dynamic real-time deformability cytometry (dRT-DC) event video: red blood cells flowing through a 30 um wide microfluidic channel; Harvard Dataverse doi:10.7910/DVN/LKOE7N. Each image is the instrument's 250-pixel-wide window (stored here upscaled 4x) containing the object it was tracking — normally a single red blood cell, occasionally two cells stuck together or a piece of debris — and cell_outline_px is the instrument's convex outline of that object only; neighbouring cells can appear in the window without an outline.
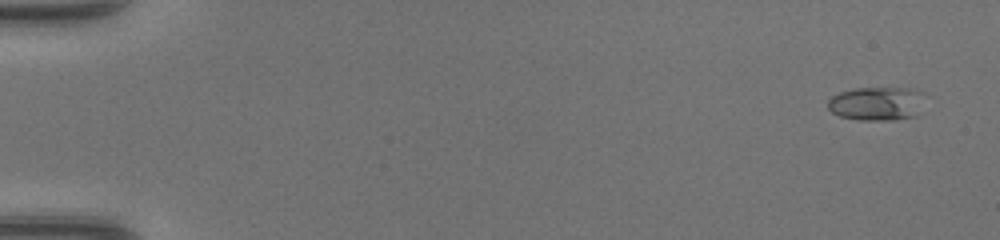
{"species": "common noctule bat (a hibernating species)", "species_latin": "Nyctalus noctula", "temperature_condition": "warm", "stored_images_in_passage": 48, "camera_frame_rate_fps": 3000, "um_per_image_px": 0.085, "animal": {"sex": "female", "body_mass_g": 17.0, "forearm_length_mm": 48.0}, "frame": {"image": 1, "passage_image": 3, "time_ms": 0.667, "image_size_px": [1000, 240], "cell_outline_px": [[924, 92], [916, 116], [896, 120], [860, 120], [840, 116], [832, 112], [828, 108], [828, 100], [832, 96], [840, 92], [856, 88], [912, 88]], "centroid_in_image_um": [74.51, 8.8], "position_along_channel_um": 10.5, "area_um2": 19.02}}
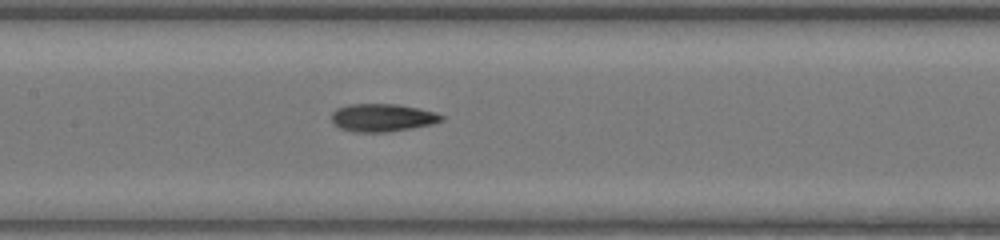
{"frame": {"image": 2, "passage_image": 25, "time_ms": 8.0, "image_size_px": [1000, 240], "cell_outline_px": [[444, 120], [432, 124], [384, 132], [356, 132], [340, 128], [332, 120], [332, 112], [336, 108], [348, 104], [396, 104], [436, 112], [444, 116]], "centroid_in_image_um": [32.49, 9.99], "position_along_channel_um": 174.9, "area_um2": 17.63}}
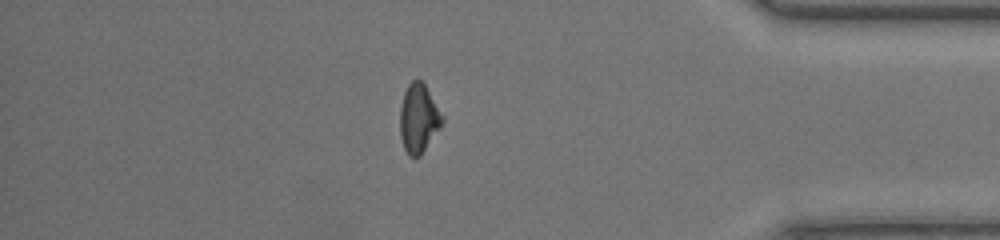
{"frame": {"image": 3, "passage_image": 42, "time_ms": 13.667, "image_size_px": [1000, 240], "cell_outline_px": [[444, 120], [440, 128], [420, 156], [408, 156], [404, 148], [400, 136], [400, 108], [404, 92], [408, 84], [412, 80], [420, 80], [424, 84], [444, 116]], "centroid_in_image_um": [35.58, 10.07], "position_along_channel_um": 399.6, "area_um2": 16.88}}